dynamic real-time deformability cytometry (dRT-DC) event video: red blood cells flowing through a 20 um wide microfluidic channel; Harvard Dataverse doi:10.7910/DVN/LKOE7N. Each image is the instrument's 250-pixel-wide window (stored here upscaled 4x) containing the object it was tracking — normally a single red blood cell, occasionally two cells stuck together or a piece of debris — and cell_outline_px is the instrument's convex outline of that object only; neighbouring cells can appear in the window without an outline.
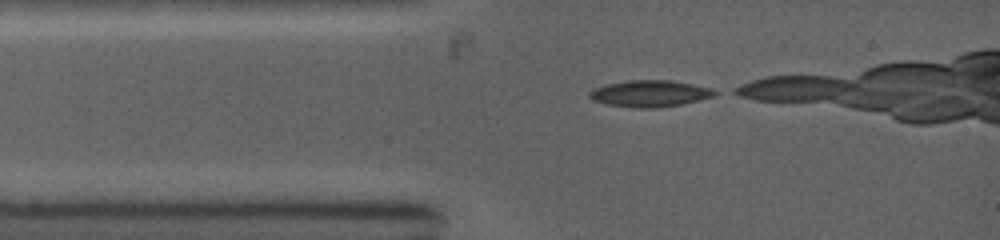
{"species": "common noctule bat (a hibernating species)", "species_latin": "Nyctalus noctula", "temperature_condition": "warm", "stored_images_in_passage": 6, "camera_frame_rate_fps": 5000, "um_per_image_px": 0.085, "animal": {"sex": "female", "body_mass_g": 19.0, "forearm_length_mm": 53.3}, "frame": {"image": 1, "passage_image": 1, "time_ms": 0.0, "image_size_px": [1000, 240], "cell_outline_px": [[724, 92], [716, 96], [680, 104], [656, 108], [632, 108], [608, 104], [592, 100], [588, 96], [588, 92], [604, 84], [628, 80], [672, 80], [712, 88]], "centroid_in_image_um": [55.28, 7.94], "position_along_channel_um": 29.7, "area_um2": 19.65}}